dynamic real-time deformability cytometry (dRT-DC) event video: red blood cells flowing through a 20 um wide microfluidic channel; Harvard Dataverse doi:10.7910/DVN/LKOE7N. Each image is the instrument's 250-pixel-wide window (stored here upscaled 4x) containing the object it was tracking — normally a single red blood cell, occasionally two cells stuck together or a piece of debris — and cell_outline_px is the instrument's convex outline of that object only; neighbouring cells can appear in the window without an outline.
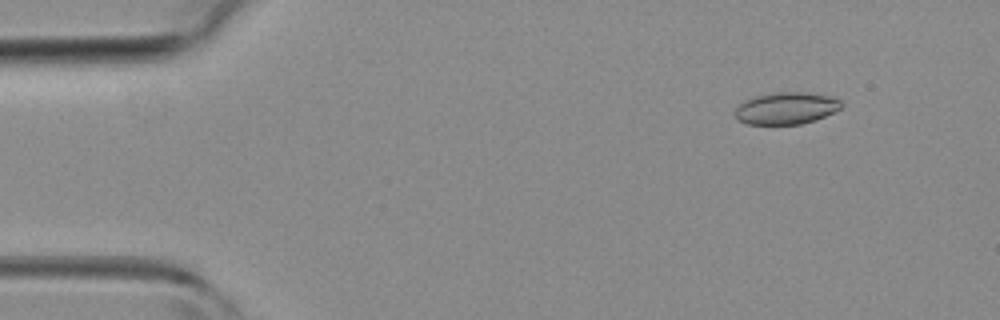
{"species": "common noctule bat (a hibernating species)", "species_latin": "Nyctalus noctula", "temperature_condition": "room temperature", "stored_images_in_passage": 21, "camera_frame_rate_fps": 3000, "um_per_image_px": 0.085, "animal": {"sex": "female", "body_mass_g": 19.3, "forearm_length_mm": 54.1}, "frame": {"image": 1, "passage_image": 5, "time_ms": 1.333, "image_size_px": [1000, 320], "cell_outline_px": [[844, 104], [840, 108], [816, 120], [800, 124], [748, 124], [736, 120], [736, 108], [744, 100], [756, 96], [776, 92], [800, 92], [836, 96]], "centroid_in_image_um": [66.85, 9.19], "position_along_channel_um": 18.2, "area_um2": 19.83}}
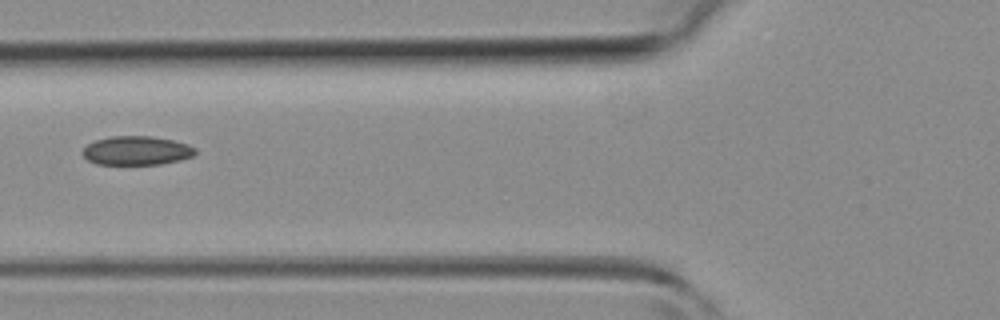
{"frame": {"image": 2, "passage_image": 17, "time_ms": 5.333, "image_size_px": [1000, 320], "cell_outline_px": [[196, 152], [192, 156], [180, 160], [160, 164], [96, 164], [88, 160], [80, 152], [88, 144], [96, 140], [112, 136], [152, 136], [172, 140], [188, 144], [196, 148]], "centroid_in_image_um": [11.61, 12.8], "position_along_channel_um": 114.2, "area_um2": 18.96}}
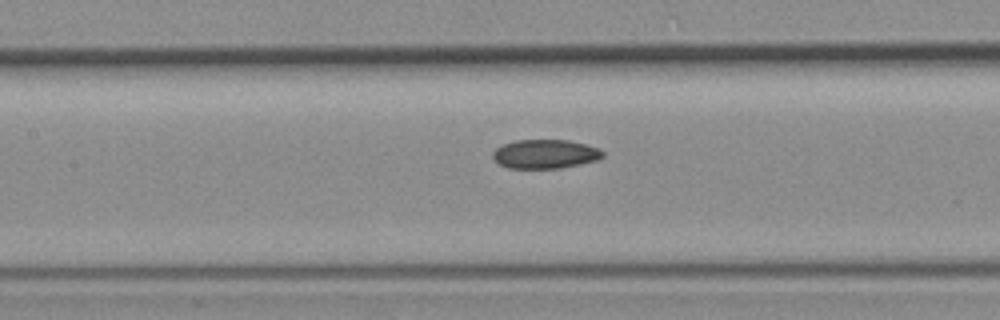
{"frame": {"image": 3, "passage_image": 20, "time_ms": 6.333, "image_size_px": [1000, 320], "cell_outline_px": [[604, 156], [596, 160], [580, 164], [560, 168], [508, 168], [500, 164], [492, 156], [492, 152], [496, 148], [504, 144], [516, 140], [568, 140], [600, 148], [604, 152]], "centroid_in_image_um": [46.35, 13.09], "position_along_channel_um": 161.1, "area_um2": 18.5}}